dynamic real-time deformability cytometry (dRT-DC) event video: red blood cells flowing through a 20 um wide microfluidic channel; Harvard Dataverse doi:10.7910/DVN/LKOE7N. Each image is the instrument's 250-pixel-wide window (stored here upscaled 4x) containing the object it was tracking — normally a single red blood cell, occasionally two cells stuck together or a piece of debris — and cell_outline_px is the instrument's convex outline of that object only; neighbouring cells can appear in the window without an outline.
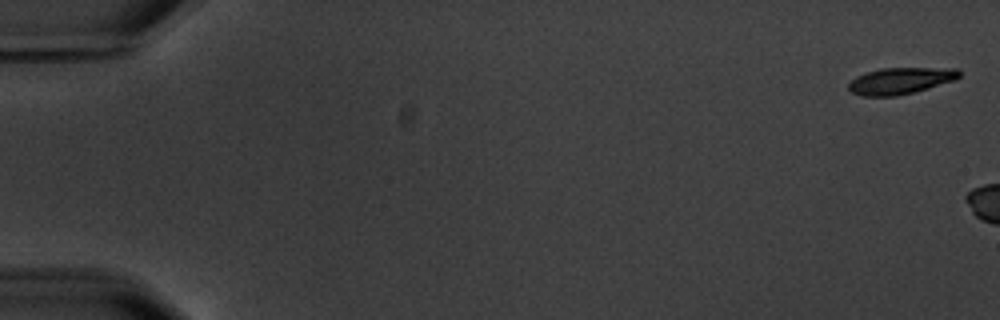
{"species": "common noctule bat (a hibernating species)", "species_latin": "Nyctalus noctula", "temperature_condition": "warm", "stored_images_in_passage": 16, "camera_frame_rate_fps": 3000, "um_per_image_px": 0.085, "animal": {"sex": "male", "body_mass_g": 20.1, "forearm_length_mm": 53.5}, "frame": {"image": 1, "passage_image": 1, "time_ms": 0.0, "image_size_px": [1000, 320], "cell_outline_px": [[960, 76], [952, 80], [912, 92], [896, 96], [860, 96], [852, 92], [848, 88], [848, 84], [856, 76], [868, 72], [884, 68], [956, 68], [960, 72]], "centroid_in_image_um": [76.49, 6.86], "position_along_channel_um": 8.5, "area_um2": 16.7}}
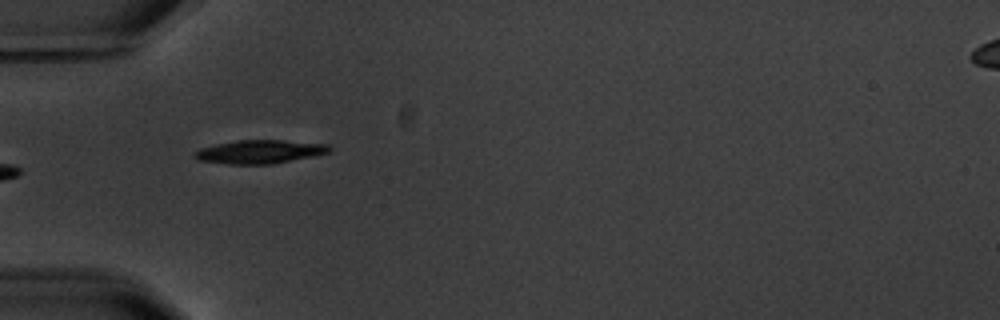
{"frame": {"image": 2, "passage_image": 7, "time_ms": 8.667, "image_size_px": [1000, 320], "cell_outline_px": [[332, 152], [272, 164], [228, 164], [196, 160], [192, 156], [192, 152], [200, 148], [216, 144], [236, 140], [284, 140], [328, 144], [332, 148]], "centroid_in_image_um": [22.05, 12.89], "position_along_channel_um": 63.0, "area_um2": 18.67}}
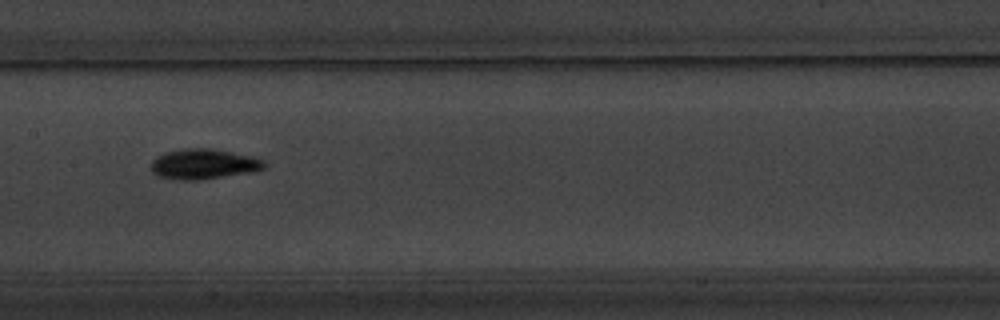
{"frame": {"image": 3, "passage_image": 10, "time_ms": 12.333, "image_size_px": [1000, 320], "cell_outline_px": [[268, 168], [256, 172], [200, 180], [172, 180], [156, 176], [148, 168], [152, 160], [156, 156], [164, 152], [184, 148], [212, 148], [252, 156], [264, 160], [268, 164]], "centroid_in_image_um": [17.31, 13.96], "position_along_channel_um": 190.1, "area_um2": 20.75}, "authors_computed_cell_mechanics": {"area_um2": 19.6809, "velocity_mm_per_s": 3.5246, "shape_relaxation_time_tau1_ms": 3.9371, "shape_relaxation_time_tau2_ms": null, "deformation_change_tau1": 0.1443, "deformation_change_tau2": null}}